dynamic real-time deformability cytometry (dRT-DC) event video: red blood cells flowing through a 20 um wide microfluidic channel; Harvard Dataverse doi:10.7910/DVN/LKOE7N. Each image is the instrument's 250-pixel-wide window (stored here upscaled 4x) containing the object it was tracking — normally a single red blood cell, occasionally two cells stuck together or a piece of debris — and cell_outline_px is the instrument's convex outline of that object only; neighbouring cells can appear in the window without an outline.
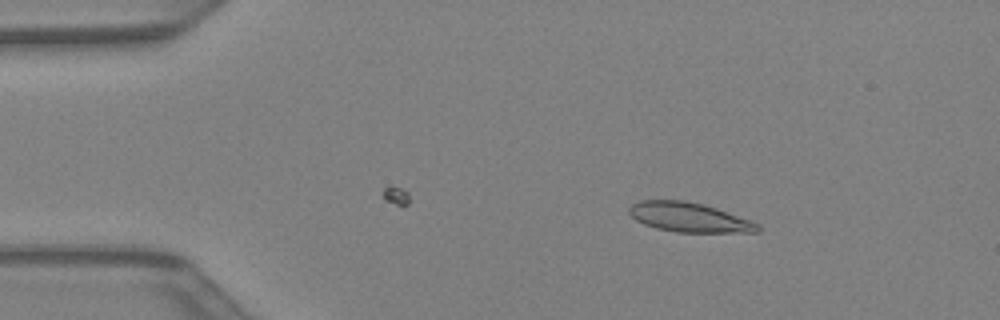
{"species": "Egyptian fruit bat (a non-hibernating species)", "species_latin": "Rousettus aegyptiacus", "temperature_condition": "warm", "stored_images_in_passage": 35, "camera_frame_rate_fps": 3000, "um_per_image_px": 0.085, "animal": {"sex": "female"}, "frame": {"image": 1, "passage_image": 3, "time_ms": 0.667, "image_size_px": [1000, 320], "cell_outline_px": [[760, 232], [676, 232], [656, 228], [644, 224], [636, 220], [628, 212], [628, 208], [632, 204], [640, 200], [684, 200], [704, 204], [716, 208], [760, 224]], "centroid_in_image_um": [58.55, 18.47], "position_along_channel_um": 26.4, "area_um2": 22.02}}
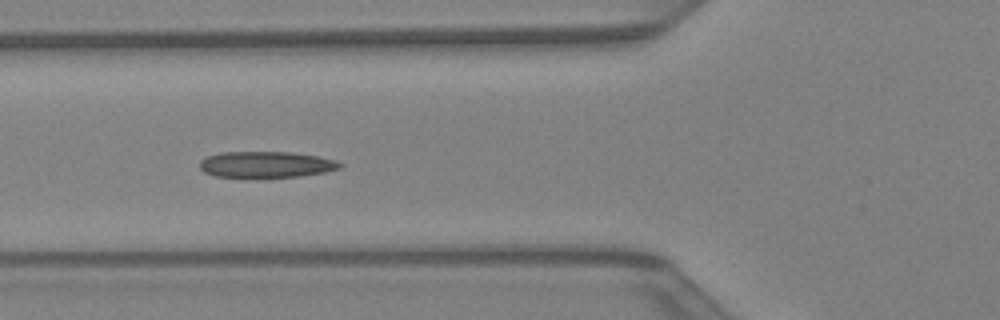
{"frame": {"image": 2, "passage_image": 12, "time_ms": 3.667, "image_size_px": [1000, 320], "cell_outline_px": [[344, 164], [340, 168], [324, 172], [300, 176], [260, 180], [216, 176], [204, 172], [200, 168], [200, 160], [208, 156], [220, 152], [292, 152], [316, 156], [336, 160]], "centroid_in_image_um": [22.6, 14.02], "position_along_channel_um": 103.2, "area_um2": 22.2}}
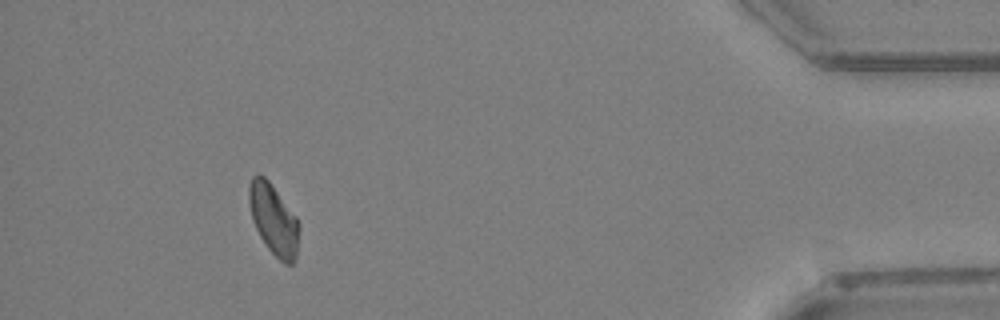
{"frame": {"image": 3, "passage_image": 35, "time_ms": 11.333, "image_size_px": [1000, 320], "cell_outline_px": [[300, 228], [296, 256], [292, 264], [284, 264], [268, 248], [260, 236], [252, 220], [248, 200], [248, 188], [252, 176], [256, 172], [264, 176], [268, 180], [296, 216], [300, 224]], "centroid_in_image_um": [23.25, 18.63], "position_along_channel_um": 412.0, "area_um2": 20.69}}